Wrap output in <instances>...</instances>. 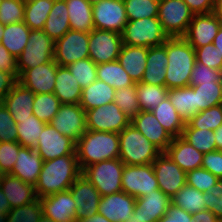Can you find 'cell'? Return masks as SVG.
I'll return each instance as SVG.
<instances>
[{"instance_id":"cell-3","label":"cell","mask_w":222,"mask_h":222,"mask_svg":"<svg viewBox=\"0 0 222 222\" xmlns=\"http://www.w3.org/2000/svg\"><path fill=\"white\" fill-rule=\"evenodd\" d=\"M163 45L168 58L165 87L175 89L189 86L196 63L194 48L183 37L168 38Z\"/></svg>"},{"instance_id":"cell-60","label":"cell","mask_w":222,"mask_h":222,"mask_svg":"<svg viewBox=\"0 0 222 222\" xmlns=\"http://www.w3.org/2000/svg\"><path fill=\"white\" fill-rule=\"evenodd\" d=\"M194 14L213 12L214 0H183Z\"/></svg>"},{"instance_id":"cell-26","label":"cell","mask_w":222,"mask_h":222,"mask_svg":"<svg viewBox=\"0 0 222 222\" xmlns=\"http://www.w3.org/2000/svg\"><path fill=\"white\" fill-rule=\"evenodd\" d=\"M165 153L185 172L202 166L204 154L195 149L181 136L172 139Z\"/></svg>"},{"instance_id":"cell-66","label":"cell","mask_w":222,"mask_h":222,"mask_svg":"<svg viewBox=\"0 0 222 222\" xmlns=\"http://www.w3.org/2000/svg\"><path fill=\"white\" fill-rule=\"evenodd\" d=\"M216 150H222V125L214 131Z\"/></svg>"},{"instance_id":"cell-58","label":"cell","mask_w":222,"mask_h":222,"mask_svg":"<svg viewBox=\"0 0 222 222\" xmlns=\"http://www.w3.org/2000/svg\"><path fill=\"white\" fill-rule=\"evenodd\" d=\"M0 71L10 74H18L17 58L10 54L5 46L0 44Z\"/></svg>"},{"instance_id":"cell-15","label":"cell","mask_w":222,"mask_h":222,"mask_svg":"<svg viewBox=\"0 0 222 222\" xmlns=\"http://www.w3.org/2000/svg\"><path fill=\"white\" fill-rule=\"evenodd\" d=\"M94 28L119 34L128 22L123 0H102L92 5Z\"/></svg>"},{"instance_id":"cell-17","label":"cell","mask_w":222,"mask_h":222,"mask_svg":"<svg viewBox=\"0 0 222 222\" xmlns=\"http://www.w3.org/2000/svg\"><path fill=\"white\" fill-rule=\"evenodd\" d=\"M75 146L76 143L72 139L60 134L50 124H46L34 149L43 161H49L57 157L76 154Z\"/></svg>"},{"instance_id":"cell-24","label":"cell","mask_w":222,"mask_h":222,"mask_svg":"<svg viewBox=\"0 0 222 222\" xmlns=\"http://www.w3.org/2000/svg\"><path fill=\"white\" fill-rule=\"evenodd\" d=\"M171 204V198L161 189H157L143 197L136 198L133 214L145 222H157L167 213Z\"/></svg>"},{"instance_id":"cell-10","label":"cell","mask_w":222,"mask_h":222,"mask_svg":"<svg viewBox=\"0 0 222 222\" xmlns=\"http://www.w3.org/2000/svg\"><path fill=\"white\" fill-rule=\"evenodd\" d=\"M89 33L70 29L55 41L54 61L67 66L78 60L89 58Z\"/></svg>"},{"instance_id":"cell-50","label":"cell","mask_w":222,"mask_h":222,"mask_svg":"<svg viewBox=\"0 0 222 222\" xmlns=\"http://www.w3.org/2000/svg\"><path fill=\"white\" fill-rule=\"evenodd\" d=\"M219 179L211 172L200 167L186 173V183L200 192H208Z\"/></svg>"},{"instance_id":"cell-69","label":"cell","mask_w":222,"mask_h":222,"mask_svg":"<svg viewBox=\"0 0 222 222\" xmlns=\"http://www.w3.org/2000/svg\"><path fill=\"white\" fill-rule=\"evenodd\" d=\"M91 5L97 4L101 2L102 0H87Z\"/></svg>"},{"instance_id":"cell-52","label":"cell","mask_w":222,"mask_h":222,"mask_svg":"<svg viewBox=\"0 0 222 222\" xmlns=\"http://www.w3.org/2000/svg\"><path fill=\"white\" fill-rule=\"evenodd\" d=\"M21 145L18 142H0V172L9 174L16 163Z\"/></svg>"},{"instance_id":"cell-30","label":"cell","mask_w":222,"mask_h":222,"mask_svg":"<svg viewBox=\"0 0 222 222\" xmlns=\"http://www.w3.org/2000/svg\"><path fill=\"white\" fill-rule=\"evenodd\" d=\"M53 93L61 104H79L82 88L66 66L57 65Z\"/></svg>"},{"instance_id":"cell-51","label":"cell","mask_w":222,"mask_h":222,"mask_svg":"<svg viewBox=\"0 0 222 222\" xmlns=\"http://www.w3.org/2000/svg\"><path fill=\"white\" fill-rule=\"evenodd\" d=\"M221 82L222 71L212 69L202 63H195L190 75L189 86H197L207 82Z\"/></svg>"},{"instance_id":"cell-28","label":"cell","mask_w":222,"mask_h":222,"mask_svg":"<svg viewBox=\"0 0 222 222\" xmlns=\"http://www.w3.org/2000/svg\"><path fill=\"white\" fill-rule=\"evenodd\" d=\"M167 64L168 58L164 45L149 47L146 68L141 82L151 85L165 86Z\"/></svg>"},{"instance_id":"cell-49","label":"cell","mask_w":222,"mask_h":222,"mask_svg":"<svg viewBox=\"0 0 222 222\" xmlns=\"http://www.w3.org/2000/svg\"><path fill=\"white\" fill-rule=\"evenodd\" d=\"M25 0H2L0 4V22L3 25L24 21Z\"/></svg>"},{"instance_id":"cell-68","label":"cell","mask_w":222,"mask_h":222,"mask_svg":"<svg viewBox=\"0 0 222 222\" xmlns=\"http://www.w3.org/2000/svg\"><path fill=\"white\" fill-rule=\"evenodd\" d=\"M4 28H5V25H3V24L0 22V44H1V41H2Z\"/></svg>"},{"instance_id":"cell-71","label":"cell","mask_w":222,"mask_h":222,"mask_svg":"<svg viewBox=\"0 0 222 222\" xmlns=\"http://www.w3.org/2000/svg\"><path fill=\"white\" fill-rule=\"evenodd\" d=\"M2 175H3V174L0 172V182H1Z\"/></svg>"},{"instance_id":"cell-9","label":"cell","mask_w":222,"mask_h":222,"mask_svg":"<svg viewBox=\"0 0 222 222\" xmlns=\"http://www.w3.org/2000/svg\"><path fill=\"white\" fill-rule=\"evenodd\" d=\"M194 13L183 0H160L158 19L169 38L183 37Z\"/></svg>"},{"instance_id":"cell-29","label":"cell","mask_w":222,"mask_h":222,"mask_svg":"<svg viewBox=\"0 0 222 222\" xmlns=\"http://www.w3.org/2000/svg\"><path fill=\"white\" fill-rule=\"evenodd\" d=\"M147 54L148 47L124 44L119 52L117 61L121 64L135 84L142 80L146 68Z\"/></svg>"},{"instance_id":"cell-35","label":"cell","mask_w":222,"mask_h":222,"mask_svg":"<svg viewBox=\"0 0 222 222\" xmlns=\"http://www.w3.org/2000/svg\"><path fill=\"white\" fill-rule=\"evenodd\" d=\"M162 127L173 137L182 135L185 122L179 116L175 107L166 97L154 110L151 111Z\"/></svg>"},{"instance_id":"cell-5","label":"cell","mask_w":222,"mask_h":222,"mask_svg":"<svg viewBox=\"0 0 222 222\" xmlns=\"http://www.w3.org/2000/svg\"><path fill=\"white\" fill-rule=\"evenodd\" d=\"M119 159L125 165L151 164L162 152L132 124L119 133Z\"/></svg>"},{"instance_id":"cell-42","label":"cell","mask_w":222,"mask_h":222,"mask_svg":"<svg viewBox=\"0 0 222 222\" xmlns=\"http://www.w3.org/2000/svg\"><path fill=\"white\" fill-rule=\"evenodd\" d=\"M191 87L195 91L198 113L207 108L217 106L222 101V81H212Z\"/></svg>"},{"instance_id":"cell-8","label":"cell","mask_w":222,"mask_h":222,"mask_svg":"<svg viewBox=\"0 0 222 222\" xmlns=\"http://www.w3.org/2000/svg\"><path fill=\"white\" fill-rule=\"evenodd\" d=\"M53 41L43 30H31L28 42L17 57V72L20 77L27 69L54 60Z\"/></svg>"},{"instance_id":"cell-65","label":"cell","mask_w":222,"mask_h":222,"mask_svg":"<svg viewBox=\"0 0 222 222\" xmlns=\"http://www.w3.org/2000/svg\"><path fill=\"white\" fill-rule=\"evenodd\" d=\"M214 16L222 23V0H214Z\"/></svg>"},{"instance_id":"cell-36","label":"cell","mask_w":222,"mask_h":222,"mask_svg":"<svg viewBox=\"0 0 222 222\" xmlns=\"http://www.w3.org/2000/svg\"><path fill=\"white\" fill-rule=\"evenodd\" d=\"M30 32L31 29L24 22L5 25L1 44L17 58L24 50Z\"/></svg>"},{"instance_id":"cell-13","label":"cell","mask_w":222,"mask_h":222,"mask_svg":"<svg viewBox=\"0 0 222 222\" xmlns=\"http://www.w3.org/2000/svg\"><path fill=\"white\" fill-rule=\"evenodd\" d=\"M122 46V34L117 32L94 28L89 33V58L97 65L116 61Z\"/></svg>"},{"instance_id":"cell-7","label":"cell","mask_w":222,"mask_h":222,"mask_svg":"<svg viewBox=\"0 0 222 222\" xmlns=\"http://www.w3.org/2000/svg\"><path fill=\"white\" fill-rule=\"evenodd\" d=\"M168 38L158 17L128 21L122 33L124 45L148 48L163 45Z\"/></svg>"},{"instance_id":"cell-67","label":"cell","mask_w":222,"mask_h":222,"mask_svg":"<svg viewBox=\"0 0 222 222\" xmlns=\"http://www.w3.org/2000/svg\"><path fill=\"white\" fill-rule=\"evenodd\" d=\"M127 222H145V221H143L139 218H136V216L134 214H132Z\"/></svg>"},{"instance_id":"cell-39","label":"cell","mask_w":222,"mask_h":222,"mask_svg":"<svg viewBox=\"0 0 222 222\" xmlns=\"http://www.w3.org/2000/svg\"><path fill=\"white\" fill-rule=\"evenodd\" d=\"M171 202L191 215L206 209L204 192L198 191L187 183L172 197Z\"/></svg>"},{"instance_id":"cell-45","label":"cell","mask_w":222,"mask_h":222,"mask_svg":"<svg viewBox=\"0 0 222 222\" xmlns=\"http://www.w3.org/2000/svg\"><path fill=\"white\" fill-rule=\"evenodd\" d=\"M222 125V114L220 106H214L200 111L193 115L186 123L184 128H196L215 131Z\"/></svg>"},{"instance_id":"cell-18","label":"cell","mask_w":222,"mask_h":222,"mask_svg":"<svg viewBox=\"0 0 222 222\" xmlns=\"http://www.w3.org/2000/svg\"><path fill=\"white\" fill-rule=\"evenodd\" d=\"M37 210L56 222H76V205L69 190L39 198Z\"/></svg>"},{"instance_id":"cell-25","label":"cell","mask_w":222,"mask_h":222,"mask_svg":"<svg viewBox=\"0 0 222 222\" xmlns=\"http://www.w3.org/2000/svg\"><path fill=\"white\" fill-rule=\"evenodd\" d=\"M43 165V159L33 148L21 146L12 171L9 173L25 183L36 185Z\"/></svg>"},{"instance_id":"cell-32","label":"cell","mask_w":222,"mask_h":222,"mask_svg":"<svg viewBox=\"0 0 222 222\" xmlns=\"http://www.w3.org/2000/svg\"><path fill=\"white\" fill-rule=\"evenodd\" d=\"M69 15L65 0H54L43 31L56 41L70 30Z\"/></svg>"},{"instance_id":"cell-61","label":"cell","mask_w":222,"mask_h":222,"mask_svg":"<svg viewBox=\"0 0 222 222\" xmlns=\"http://www.w3.org/2000/svg\"><path fill=\"white\" fill-rule=\"evenodd\" d=\"M191 222H221L211 211L205 209L192 215Z\"/></svg>"},{"instance_id":"cell-70","label":"cell","mask_w":222,"mask_h":222,"mask_svg":"<svg viewBox=\"0 0 222 222\" xmlns=\"http://www.w3.org/2000/svg\"><path fill=\"white\" fill-rule=\"evenodd\" d=\"M221 114H222V101L219 103Z\"/></svg>"},{"instance_id":"cell-21","label":"cell","mask_w":222,"mask_h":222,"mask_svg":"<svg viewBox=\"0 0 222 222\" xmlns=\"http://www.w3.org/2000/svg\"><path fill=\"white\" fill-rule=\"evenodd\" d=\"M57 63L53 60L31 69H27L18 82L35 94L53 93L57 73Z\"/></svg>"},{"instance_id":"cell-48","label":"cell","mask_w":222,"mask_h":222,"mask_svg":"<svg viewBox=\"0 0 222 222\" xmlns=\"http://www.w3.org/2000/svg\"><path fill=\"white\" fill-rule=\"evenodd\" d=\"M66 67L72 75H74L82 89L97 80V64H95L90 58L78 60Z\"/></svg>"},{"instance_id":"cell-14","label":"cell","mask_w":222,"mask_h":222,"mask_svg":"<svg viewBox=\"0 0 222 222\" xmlns=\"http://www.w3.org/2000/svg\"><path fill=\"white\" fill-rule=\"evenodd\" d=\"M49 124L76 143L87 131L86 111L80 104H62Z\"/></svg>"},{"instance_id":"cell-64","label":"cell","mask_w":222,"mask_h":222,"mask_svg":"<svg viewBox=\"0 0 222 222\" xmlns=\"http://www.w3.org/2000/svg\"><path fill=\"white\" fill-rule=\"evenodd\" d=\"M213 45L217 49L220 56H222V24L214 38Z\"/></svg>"},{"instance_id":"cell-37","label":"cell","mask_w":222,"mask_h":222,"mask_svg":"<svg viewBox=\"0 0 222 222\" xmlns=\"http://www.w3.org/2000/svg\"><path fill=\"white\" fill-rule=\"evenodd\" d=\"M96 75L98 80L104 81L115 90L135 85L117 60L97 65Z\"/></svg>"},{"instance_id":"cell-55","label":"cell","mask_w":222,"mask_h":222,"mask_svg":"<svg viewBox=\"0 0 222 222\" xmlns=\"http://www.w3.org/2000/svg\"><path fill=\"white\" fill-rule=\"evenodd\" d=\"M205 208L211 211L222 222V179L215 186L204 192Z\"/></svg>"},{"instance_id":"cell-20","label":"cell","mask_w":222,"mask_h":222,"mask_svg":"<svg viewBox=\"0 0 222 222\" xmlns=\"http://www.w3.org/2000/svg\"><path fill=\"white\" fill-rule=\"evenodd\" d=\"M221 24L213 13L194 14L183 38L194 49L211 44Z\"/></svg>"},{"instance_id":"cell-43","label":"cell","mask_w":222,"mask_h":222,"mask_svg":"<svg viewBox=\"0 0 222 222\" xmlns=\"http://www.w3.org/2000/svg\"><path fill=\"white\" fill-rule=\"evenodd\" d=\"M61 105L54 93L35 94L32 112L42 122L49 124Z\"/></svg>"},{"instance_id":"cell-4","label":"cell","mask_w":222,"mask_h":222,"mask_svg":"<svg viewBox=\"0 0 222 222\" xmlns=\"http://www.w3.org/2000/svg\"><path fill=\"white\" fill-rule=\"evenodd\" d=\"M75 151L80 169L119 158V133L87 130L76 142Z\"/></svg>"},{"instance_id":"cell-2","label":"cell","mask_w":222,"mask_h":222,"mask_svg":"<svg viewBox=\"0 0 222 222\" xmlns=\"http://www.w3.org/2000/svg\"><path fill=\"white\" fill-rule=\"evenodd\" d=\"M82 174L76 154L43 161L42 169L34 186L39 198L69 190Z\"/></svg>"},{"instance_id":"cell-53","label":"cell","mask_w":222,"mask_h":222,"mask_svg":"<svg viewBox=\"0 0 222 222\" xmlns=\"http://www.w3.org/2000/svg\"><path fill=\"white\" fill-rule=\"evenodd\" d=\"M194 50L197 63H202L212 69L222 71V56H220L213 43Z\"/></svg>"},{"instance_id":"cell-1","label":"cell","mask_w":222,"mask_h":222,"mask_svg":"<svg viewBox=\"0 0 222 222\" xmlns=\"http://www.w3.org/2000/svg\"><path fill=\"white\" fill-rule=\"evenodd\" d=\"M35 187L11 174H3L0 182V222H18L36 210Z\"/></svg>"},{"instance_id":"cell-23","label":"cell","mask_w":222,"mask_h":222,"mask_svg":"<svg viewBox=\"0 0 222 222\" xmlns=\"http://www.w3.org/2000/svg\"><path fill=\"white\" fill-rule=\"evenodd\" d=\"M132 124L161 152H165L173 137L162 127L151 111H141L131 119Z\"/></svg>"},{"instance_id":"cell-54","label":"cell","mask_w":222,"mask_h":222,"mask_svg":"<svg viewBox=\"0 0 222 222\" xmlns=\"http://www.w3.org/2000/svg\"><path fill=\"white\" fill-rule=\"evenodd\" d=\"M17 126L10 112L0 103V142H17Z\"/></svg>"},{"instance_id":"cell-46","label":"cell","mask_w":222,"mask_h":222,"mask_svg":"<svg viewBox=\"0 0 222 222\" xmlns=\"http://www.w3.org/2000/svg\"><path fill=\"white\" fill-rule=\"evenodd\" d=\"M128 21L158 17L160 0H123Z\"/></svg>"},{"instance_id":"cell-59","label":"cell","mask_w":222,"mask_h":222,"mask_svg":"<svg viewBox=\"0 0 222 222\" xmlns=\"http://www.w3.org/2000/svg\"><path fill=\"white\" fill-rule=\"evenodd\" d=\"M18 78V74H10L0 71V103H2L6 95L18 82Z\"/></svg>"},{"instance_id":"cell-47","label":"cell","mask_w":222,"mask_h":222,"mask_svg":"<svg viewBox=\"0 0 222 222\" xmlns=\"http://www.w3.org/2000/svg\"><path fill=\"white\" fill-rule=\"evenodd\" d=\"M120 109L123 111L130 119L137 116L141 112L139 106L136 84L126 87L119 88L115 91L114 101Z\"/></svg>"},{"instance_id":"cell-27","label":"cell","mask_w":222,"mask_h":222,"mask_svg":"<svg viewBox=\"0 0 222 222\" xmlns=\"http://www.w3.org/2000/svg\"><path fill=\"white\" fill-rule=\"evenodd\" d=\"M34 99L35 93L17 82L2 103L17 123V119H24L33 114Z\"/></svg>"},{"instance_id":"cell-33","label":"cell","mask_w":222,"mask_h":222,"mask_svg":"<svg viewBox=\"0 0 222 222\" xmlns=\"http://www.w3.org/2000/svg\"><path fill=\"white\" fill-rule=\"evenodd\" d=\"M72 30L90 33L94 29L92 5L87 0H65Z\"/></svg>"},{"instance_id":"cell-11","label":"cell","mask_w":222,"mask_h":222,"mask_svg":"<svg viewBox=\"0 0 222 222\" xmlns=\"http://www.w3.org/2000/svg\"><path fill=\"white\" fill-rule=\"evenodd\" d=\"M130 122L114 102L86 111L87 130L120 133Z\"/></svg>"},{"instance_id":"cell-41","label":"cell","mask_w":222,"mask_h":222,"mask_svg":"<svg viewBox=\"0 0 222 222\" xmlns=\"http://www.w3.org/2000/svg\"><path fill=\"white\" fill-rule=\"evenodd\" d=\"M136 93L141 111L154 110L168 94L165 86L136 83Z\"/></svg>"},{"instance_id":"cell-12","label":"cell","mask_w":222,"mask_h":222,"mask_svg":"<svg viewBox=\"0 0 222 222\" xmlns=\"http://www.w3.org/2000/svg\"><path fill=\"white\" fill-rule=\"evenodd\" d=\"M122 191L135 198L143 197L159 189L151 164L125 165L122 174Z\"/></svg>"},{"instance_id":"cell-62","label":"cell","mask_w":222,"mask_h":222,"mask_svg":"<svg viewBox=\"0 0 222 222\" xmlns=\"http://www.w3.org/2000/svg\"><path fill=\"white\" fill-rule=\"evenodd\" d=\"M18 222H56L40 213L37 209L22 217Z\"/></svg>"},{"instance_id":"cell-19","label":"cell","mask_w":222,"mask_h":222,"mask_svg":"<svg viewBox=\"0 0 222 222\" xmlns=\"http://www.w3.org/2000/svg\"><path fill=\"white\" fill-rule=\"evenodd\" d=\"M69 191L76 205V221L98 213L101 195L84 175L74 181Z\"/></svg>"},{"instance_id":"cell-63","label":"cell","mask_w":222,"mask_h":222,"mask_svg":"<svg viewBox=\"0 0 222 222\" xmlns=\"http://www.w3.org/2000/svg\"><path fill=\"white\" fill-rule=\"evenodd\" d=\"M76 222H111L109 221L105 216L97 213L93 215L92 217H86L83 219H79Z\"/></svg>"},{"instance_id":"cell-31","label":"cell","mask_w":222,"mask_h":222,"mask_svg":"<svg viewBox=\"0 0 222 222\" xmlns=\"http://www.w3.org/2000/svg\"><path fill=\"white\" fill-rule=\"evenodd\" d=\"M115 89L104 81L96 80L86 88L82 89L80 106L85 110L112 103L114 101Z\"/></svg>"},{"instance_id":"cell-38","label":"cell","mask_w":222,"mask_h":222,"mask_svg":"<svg viewBox=\"0 0 222 222\" xmlns=\"http://www.w3.org/2000/svg\"><path fill=\"white\" fill-rule=\"evenodd\" d=\"M54 0H25L24 23L31 30H43Z\"/></svg>"},{"instance_id":"cell-40","label":"cell","mask_w":222,"mask_h":222,"mask_svg":"<svg viewBox=\"0 0 222 222\" xmlns=\"http://www.w3.org/2000/svg\"><path fill=\"white\" fill-rule=\"evenodd\" d=\"M45 125L34 114L24 119H17V142L23 147L34 149Z\"/></svg>"},{"instance_id":"cell-16","label":"cell","mask_w":222,"mask_h":222,"mask_svg":"<svg viewBox=\"0 0 222 222\" xmlns=\"http://www.w3.org/2000/svg\"><path fill=\"white\" fill-rule=\"evenodd\" d=\"M152 167L159 189L171 199L186 184V173L165 152L152 162Z\"/></svg>"},{"instance_id":"cell-34","label":"cell","mask_w":222,"mask_h":222,"mask_svg":"<svg viewBox=\"0 0 222 222\" xmlns=\"http://www.w3.org/2000/svg\"><path fill=\"white\" fill-rule=\"evenodd\" d=\"M167 97L185 123L198 113L195 91L191 86L168 89Z\"/></svg>"},{"instance_id":"cell-22","label":"cell","mask_w":222,"mask_h":222,"mask_svg":"<svg viewBox=\"0 0 222 222\" xmlns=\"http://www.w3.org/2000/svg\"><path fill=\"white\" fill-rule=\"evenodd\" d=\"M136 198L119 191L101 196L98 213L111 222H127L134 212Z\"/></svg>"},{"instance_id":"cell-56","label":"cell","mask_w":222,"mask_h":222,"mask_svg":"<svg viewBox=\"0 0 222 222\" xmlns=\"http://www.w3.org/2000/svg\"><path fill=\"white\" fill-rule=\"evenodd\" d=\"M201 167L211 172L218 179H222V150L205 153Z\"/></svg>"},{"instance_id":"cell-6","label":"cell","mask_w":222,"mask_h":222,"mask_svg":"<svg viewBox=\"0 0 222 222\" xmlns=\"http://www.w3.org/2000/svg\"><path fill=\"white\" fill-rule=\"evenodd\" d=\"M124 166L119 158L104 160L87 166L82 175L94 185L101 196H107L122 191Z\"/></svg>"},{"instance_id":"cell-44","label":"cell","mask_w":222,"mask_h":222,"mask_svg":"<svg viewBox=\"0 0 222 222\" xmlns=\"http://www.w3.org/2000/svg\"><path fill=\"white\" fill-rule=\"evenodd\" d=\"M181 137L203 154L216 150L213 130L184 128Z\"/></svg>"},{"instance_id":"cell-57","label":"cell","mask_w":222,"mask_h":222,"mask_svg":"<svg viewBox=\"0 0 222 222\" xmlns=\"http://www.w3.org/2000/svg\"><path fill=\"white\" fill-rule=\"evenodd\" d=\"M192 217L189 212L171 204L167 213L157 222H191Z\"/></svg>"}]
</instances>
